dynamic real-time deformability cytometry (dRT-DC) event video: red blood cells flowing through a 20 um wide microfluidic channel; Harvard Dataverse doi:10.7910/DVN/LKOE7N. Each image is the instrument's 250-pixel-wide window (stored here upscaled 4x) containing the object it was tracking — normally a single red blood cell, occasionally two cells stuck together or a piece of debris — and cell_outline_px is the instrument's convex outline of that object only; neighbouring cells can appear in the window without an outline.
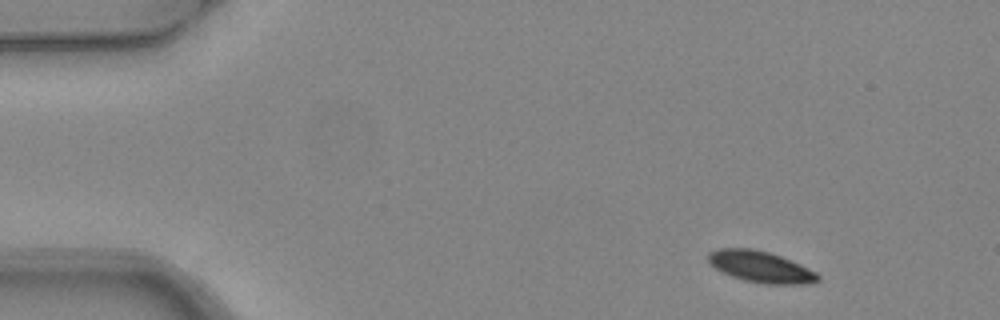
{"species": "common noctule bat (a hibernating species)", "species_latin": "Nyctalus noctula", "temperature_condition": "warm", "stored_images_in_passage": 4, "camera_frame_rate_fps": 3000, "um_per_image_px": 0.085, "animal": {"sex": "female", "body_mass_g": 24.6, "forearm_length_mm": 56.2}, "frame": {"image": 1, "passage_image": 1, "time_ms": 0.0, "image_size_px": [1000, 320], "cell_outline_px": [[820, 280], [808, 284], [764, 284], [744, 280], [732, 276], [708, 264], [708, 252], [720, 248], [752, 248], [768, 252], [780, 256], [800, 264], [816, 272], [820, 276]], "centroid_in_image_um": [64.65, 22.68], "position_along_channel_um": 20.3, "area_um2": 20.0}}
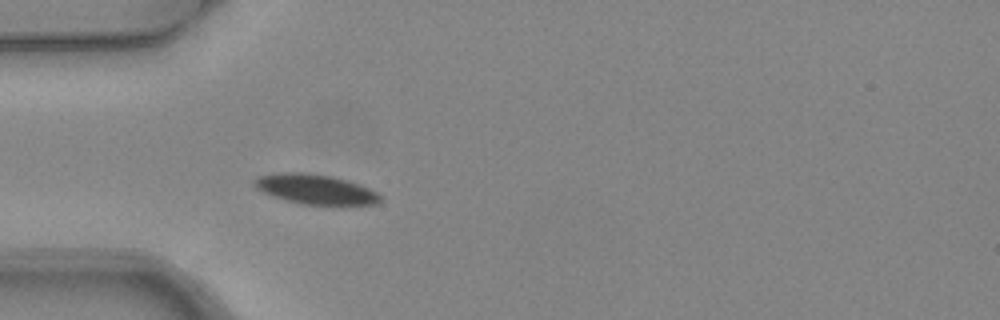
{"frame": {"image": 2, "passage_image": 4, "time_ms": 1.0, "image_size_px": [1000, 320], "cell_outline_px": [[380, 200], [376, 204], [300, 204], [272, 196], [256, 188], [252, 184], [252, 180], [260, 176], [280, 172], [304, 172], [328, 176], [360, 184], [376, 192], [380, 196]], "centroid_in_image_um": [26.74, 16.08], "position_along_channel_um": 58.3, "area_um2": 21.5}}